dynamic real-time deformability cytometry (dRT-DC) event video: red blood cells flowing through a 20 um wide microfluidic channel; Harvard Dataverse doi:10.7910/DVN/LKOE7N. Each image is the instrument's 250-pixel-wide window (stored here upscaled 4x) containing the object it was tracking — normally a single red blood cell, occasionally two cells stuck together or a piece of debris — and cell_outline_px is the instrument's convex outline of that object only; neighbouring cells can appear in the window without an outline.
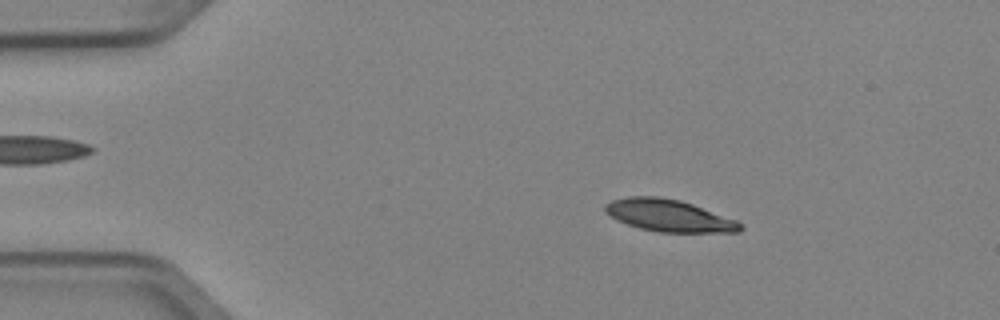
{"species": "Egyptian fruit bat (a non-hibernating species)", "species_latin": "Rousettus aegyptiacus", "temperature_condition": "cold", "stored_images_in_passage": 5, "camera_frame_rate_fps": 3000, "um_per_image_px": 0.085, "animal": {"sex": "female"}, "frame": {"image": 1, "passage_image": 2, "time_ms": 0.333, "image_size_px": [1000, 320], "cell_outline_px": [[744, 228], [740, 232], [660, 232], [640, 228], [616, 220], [604, 212], [604, 204], [612, 200], [628, 196], [656, 196], [680, 200], [692, 204], [736, 220]], "centroid_in_image_um": [56.82, 18.32], "position_along_channel_um": 28.2, "area_um2": 25.14}}
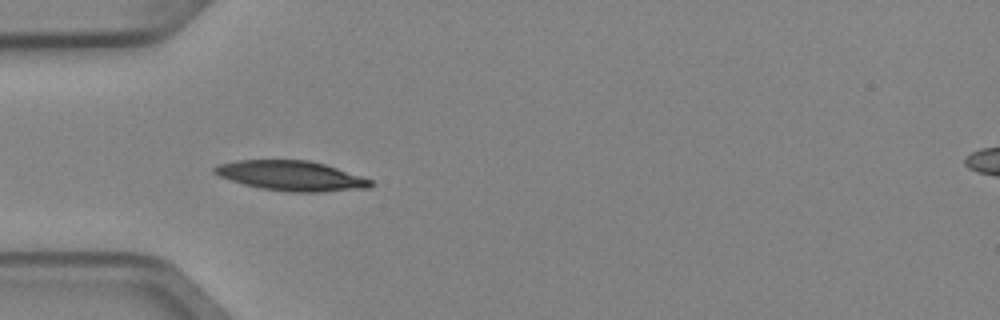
{"frame": {"image": 2, "passage_image": 4, "time_ms": 1.0, "image_size_px": [1000, 320], "cell_outline_px": [[376, 184], [368, 188], [324, 192], [288, 192], [260, 188], [244, 184], [220, 176], [212, 172], [212, 168], [216, 164], [236, 160], [308, 160], [324, 164], [372, 180]], "centroid_in_image_um": [24.74, 14.94], "position_along_channel_um": 60.3, "area_um2": 27.22}}
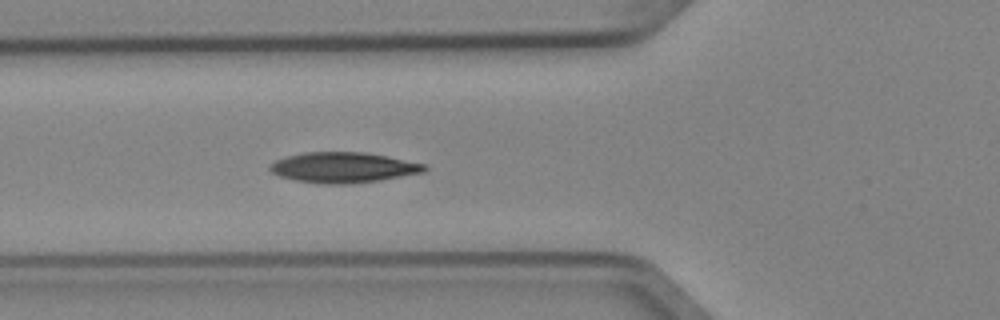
{"frame": {"image": 3, "passage_image": 5, "time_ms": 1.333, "image_size_px": [1000, 320], "cell_outline_px": [[428, 168], [420, 172], [380, 180], [352, 184], [320, 184], [296, 180], [280, 176], [272, 172], [268, 168], [276, 160], [288, 156], [304, 152], [364, 152], [424, 164]], "centroid_in_image_um": [29.12, 14.24], "position_along_channel_um": 96.7, "area_um2": 26.99}}